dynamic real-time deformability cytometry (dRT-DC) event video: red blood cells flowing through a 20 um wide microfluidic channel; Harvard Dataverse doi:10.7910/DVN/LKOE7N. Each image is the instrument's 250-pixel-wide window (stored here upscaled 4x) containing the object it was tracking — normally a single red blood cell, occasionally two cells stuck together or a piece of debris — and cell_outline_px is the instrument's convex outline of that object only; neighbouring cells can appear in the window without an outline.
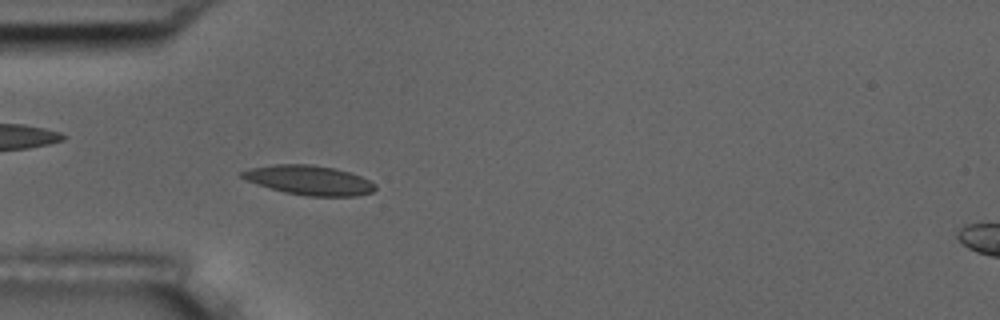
{"species": "common noctule bat (a hibernating species)", "species_latin": "Nyctalus noctula", "temperature_condition": "room temperature", "stored_images_in_passage": 4, "segment_of_instrument_passage": [1, 2], "camera_frame_rate_fps": 3000, "um_per_image_px": 0.085, "animal": {"sex": "male", "body_mass_g": 17.5, "forearm_length_mm": 52.3}, "frame": {"image": 1, "passage_image": 3, "time_ms": 2.333, "image_size_px": [1000, 320], "cell_outline_px": [[376, 188], [372, 192], [356, 196], [308, 196], [284, 192], [256, 184], [244, 180], [240, 176], [240, 172], [248, 168], [276, 164], [312, 164], [332, 168], [348, 172], [360, 176], [376, 184]], "centroid_in_image_um": [26.23, 15.31], "position_along_channel_um": 58.8, "area_um2": 22.89}}